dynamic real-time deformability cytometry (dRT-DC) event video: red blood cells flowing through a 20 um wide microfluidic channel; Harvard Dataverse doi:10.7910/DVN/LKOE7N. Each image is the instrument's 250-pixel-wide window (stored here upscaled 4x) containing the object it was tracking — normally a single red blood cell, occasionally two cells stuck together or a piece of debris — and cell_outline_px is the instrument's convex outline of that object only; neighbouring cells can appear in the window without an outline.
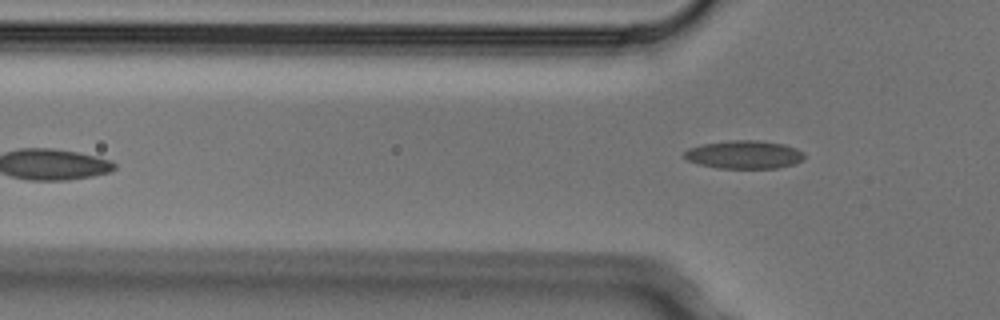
{"species": "Egyptian fruit bat (a non-hibernating species)", "species_latin": "Rousettus aegyptiacus", "temperature_condition": "cold", "stored_images_in_passage": 5, "camera_frame_rate_fps": 3000, "um_per_image_px": 0.085, "animal": {"sex": "male"}, "frame": {"image": 1, "passage_image": 5, "time_ms": 1.333, "image_size_px": [1000, 320], "cell_outline_px": [[804, 160], [792, 164], [776, 168], [716, 168], [700, 164], [688, 160], [684, 156], [684, 152], [688, 148], [704, 144], [732, 140], [756, 140], [784, 144], [796, 148], [804, 152]], "centroid_in_image_um": [63.27, 13.14], "position_along_channel_um": 62.5, "area_um2": 19.59}}